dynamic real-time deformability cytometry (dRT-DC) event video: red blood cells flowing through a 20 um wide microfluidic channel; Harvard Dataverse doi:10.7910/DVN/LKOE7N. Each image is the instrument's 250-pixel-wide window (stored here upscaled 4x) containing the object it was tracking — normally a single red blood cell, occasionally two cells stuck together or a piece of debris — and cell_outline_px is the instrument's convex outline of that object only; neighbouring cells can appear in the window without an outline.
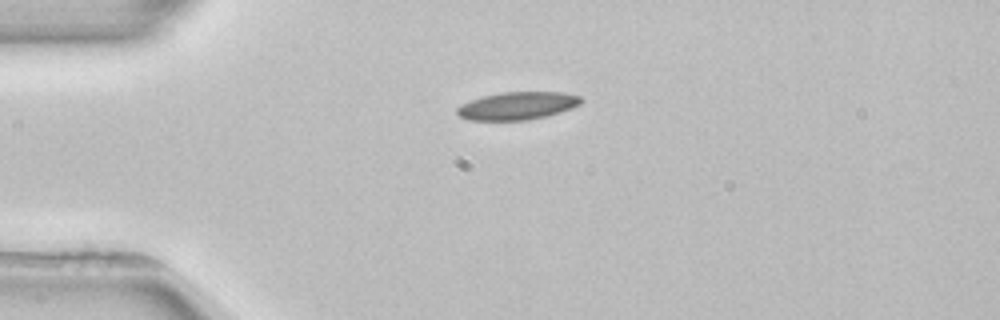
{"species": "common noctule bat (a hibernating species)", "species_latin": "Nyctalus noctula", "temperature_condition": "room temperature", "stored_images_in_passage": 2, "camera_frame_rate_fps": 3000, "um_per_image_px": 0.085, "animal": {"sex": "female", "body_mass_g": 22.7, "forearm_length_mm": 54.2}, "frame": {"image": 1, "passage_image": 2, "time_ms": 1.667, "image_size_px": [1000, 320], "cell_outline_px": [[584, 100], [580, 104], [572, 108], [560, 112], [528, 120], [468, 120], [460, 116], [456, 112], [456, 108], [460, 104], [484, 96], [500, 92], [564, 92], [580, 96]], "centroid_in_image_um": [43.99, 8.99], "position_along_channel_um": 41.0, "area_um2": 20.06}}